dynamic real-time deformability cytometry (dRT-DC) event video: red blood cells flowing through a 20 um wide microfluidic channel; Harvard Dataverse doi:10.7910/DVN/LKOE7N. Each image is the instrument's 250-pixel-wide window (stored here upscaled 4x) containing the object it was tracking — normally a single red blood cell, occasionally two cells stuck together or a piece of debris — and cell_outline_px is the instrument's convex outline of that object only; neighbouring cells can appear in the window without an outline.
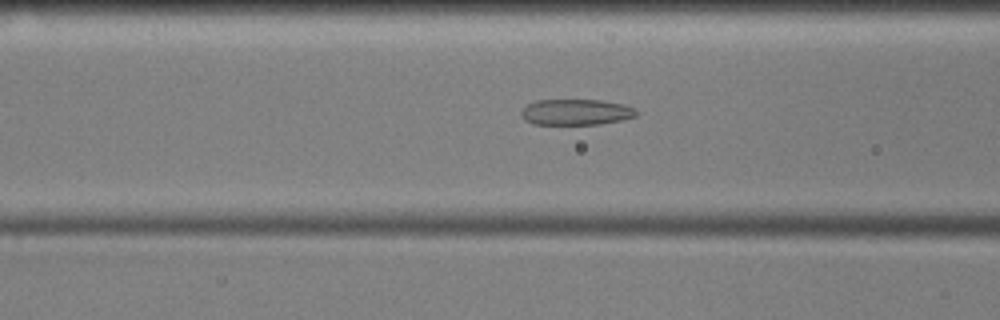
{"species": "common noctule bat (a hibernating species)", "species_latin": "Nyctalus noctula", "temperature_condition": "cold", "stored_images_in_passage": 36, "camera_frame_rate_fps": 3000, "um_per_image_px": 0.085, "animal": {"sex": "male", "body_mass_g": 17.9, "forearm_length_mm": 54.2}, "frame": {"image": 1, "passage_image": 13, "time_ms": 4.0, "image_size_px": [1000, 320], "cell_outline_px": [[636, 116], [620, 120], [600, 124], [536, 124], [524, 120], [520, 112], [528, 104], [536, 100], [600, 100], [624, 104], [636, 108]], "centroid_in_image_um": [48.96, 9.52], "position_along_channel_um": 117.6, "area_um2": 17.28}}
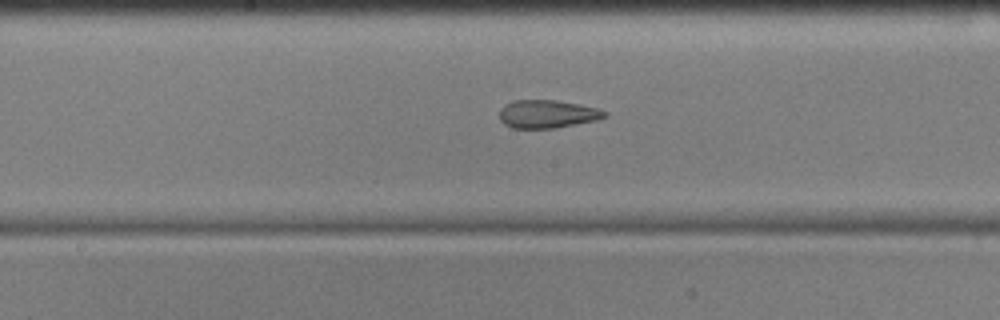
{"frame": {"image": 2, "passage_image": 20, "time_ms": 6.333, "image_size_px": [1000, 320], "cell_outline_px": [[608, 116], [600, 120], [556, 128], [512, 128], [504, 124], [500, 120], [500, 108], [504, 104], [512, 100], [556, 100], [580, 104], [600, 108], [608, 112]], "centroid_in_image_um": [46.57, 9.69], "position_along_channel_um": 201.6, "area_um2": 17.63}}
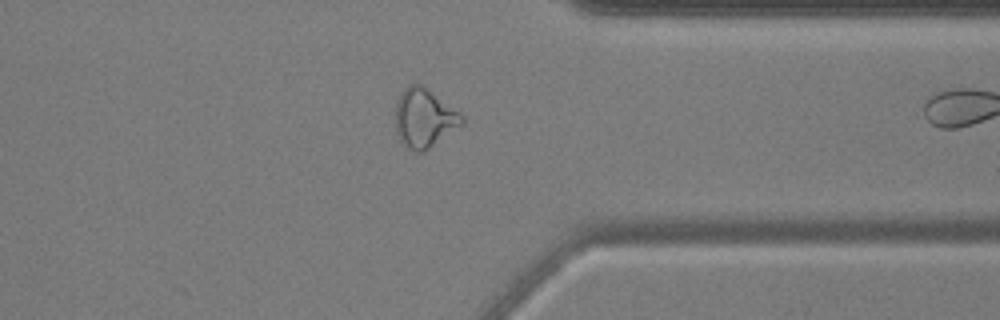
{"frame": {"image": 3, "passage_image": 35, "time_ms": 11.333, "image_size_px": [1000, 320], "cell_outline_px": [[464, 124], [424, 152], [416, 152], [408, 148], [400, 140], [396, 132], [396, 104], [400, 92], [408, 84], [420, 84], [460, 112], [464, 116]], "centroid_in_image_um": [36.06, 10.05], "position_along_channel_um": 375.3, "area_um2": 22.77}}